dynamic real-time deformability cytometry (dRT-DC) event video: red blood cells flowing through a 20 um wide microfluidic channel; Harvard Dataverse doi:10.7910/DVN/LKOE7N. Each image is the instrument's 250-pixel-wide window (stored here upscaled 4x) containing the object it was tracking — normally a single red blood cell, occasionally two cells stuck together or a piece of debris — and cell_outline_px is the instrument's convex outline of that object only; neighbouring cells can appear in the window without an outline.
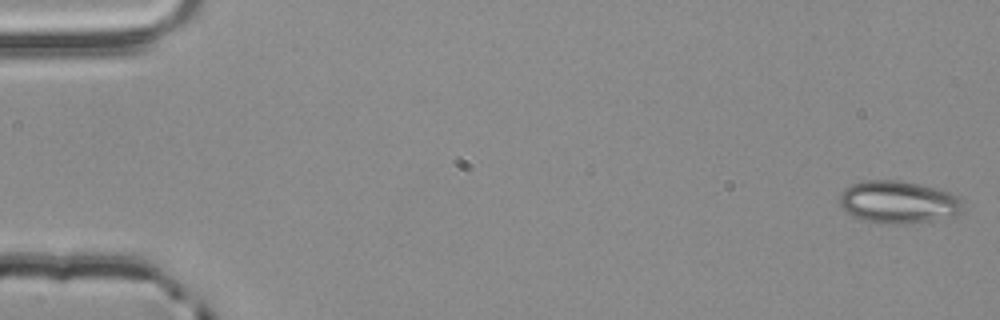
{"species": "common noctule bat (a hibernating species)", "species_latin": "Nyctalus noctula", "temperature_condition": "room temperature", "stored_images_in_passage": 54, "camera_frame_rate_fps": 3000, "um_per_image_px": 0.085, "animal": {"sex": "male", "body_mass_g": 20.4}, "frame": {"image": 1, "passage_image": 1, "time_ms": 0.0, "image_size_px": [1000, 320], "cell_outline_px": [[964, 212], [956, 216], [932, 220], [904, 224], [888, 224], [860, 220], [852, 216], [840, 204], [840, 192], [844, 188], [852, 184], [864, 180], [900, 180], [920, 184], [936, 188], [948, 192], [956, 196], [960, 200], [964, 208]], "centroid_in_image_um": [76.36, 17.18], "position_along_channel_um": 8.6, "area_um2": 30.75}}
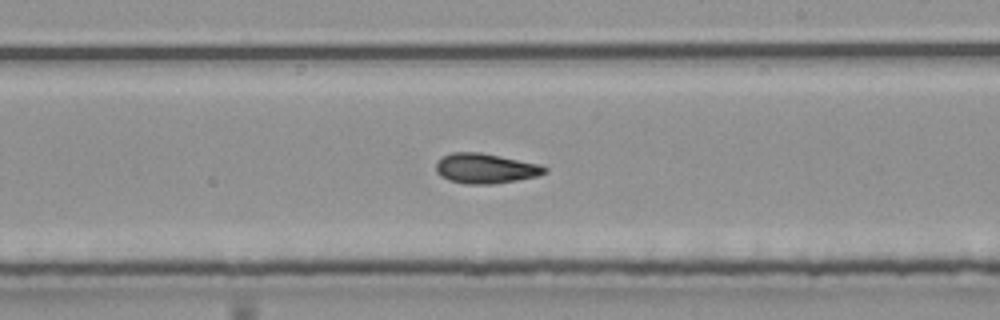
{"frame": {"image": 2, "passage_image": 32, "time_ms": 10.333, "image_size_px": [1000, 320], "cell_outline_px": [[548, 172], [536, 176], [516, 180], [492, 184], [468, 184], [448, 180], [440, 176], [436, 172], [436, 160], [440, 156], [452, 152], [480, 152], [540, 164], [548, 168]], "centroid_in_image_um": [41.23, 14.3], "position_along_channel_um": 247.8, "area_um2": 19.13}}
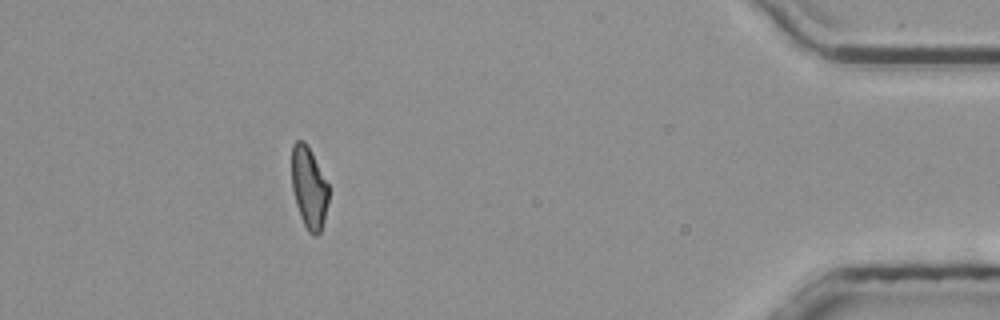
{"frame": {"image": 3, "passage_image": 49, "time_ms": 16.0, "image_size_px": [1000, 320], "cell_outline_px": [[328, 200], [324, 220], [320, 232], [316, 236], [312, 236], [308, 232], [300, 216], [296, 204], [292, 188], [292, 144], [296, 140], [304, 140], [328, 184]], "centroid_in_image_um": [26.25, 15.98], "position_along_channel_um": 409.0, "area_um2": 17.34}, "authors_computed_cell_mechanics": {"area_um2": 18.9295, "velocity_mm_per_s": 3.8583, "shape_relaxation_time_tau1_ms": 6.1831, "shape_relaxation_time_tau2_ms": 3.2472, "deformation_change_tau1": 0.1568, "deformation_change_tau2": 0.1107}}